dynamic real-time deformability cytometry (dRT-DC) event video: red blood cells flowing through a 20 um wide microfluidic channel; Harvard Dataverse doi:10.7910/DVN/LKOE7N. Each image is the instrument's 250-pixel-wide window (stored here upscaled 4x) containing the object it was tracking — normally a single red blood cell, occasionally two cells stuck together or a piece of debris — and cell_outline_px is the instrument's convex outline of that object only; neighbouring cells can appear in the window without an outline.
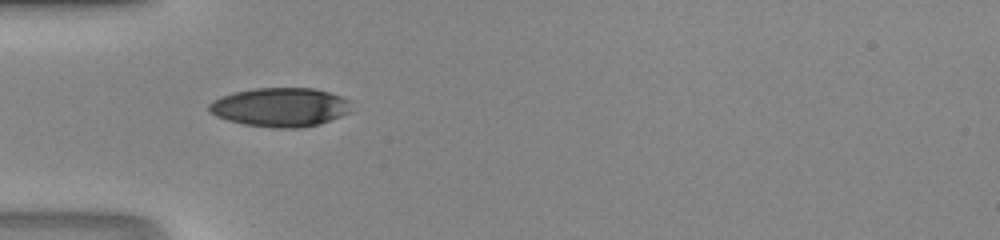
{"species": "human", "species_latin": "Homo sapiens", "temperature_condition": "room temperature", "stored_images_in_passage": 33, "camera_frame_rate_fps": 3000, "um_per_image_px": 0.085, "donor": {"sex": "male"}, "frame": {"image": 1, "passage_image": 1, "time_ms": 0.0, "image_size_px": [1000, 240], "cell_outline_px": [[352, 112], [320, 124], [300, 128], [272, 128], [244, 124], [228, 120], [216, 116], [208, 108], [208, 104], [212, 100], [220, 96], [232, 92], [256, 88], [312, 88], [328, 92], [352, 100]], "centroid_in_image_um": [23.86, 9.11], "position_along_channel_um": 61.1, "area_um2": 32.66}}
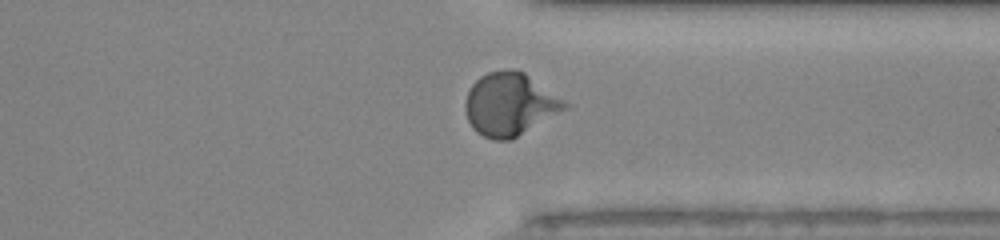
{"frame": {"image": 2, "passage_image": 22, "time_ms": 7.0, "image_size_px": [1000, 240], "cell_outline_px": [[572, 108], [512, 140], [492, 140], [476, 132], [472, 128], [468, 120], [464, 108], [464, 100], [472, 84], [480, 76], [488, 72], [504, 68], [512, 68], [524, 72], [572, 104]], "centroid_in_image_um": [43.39, 8.87], "position_along_channel_um": 368.0, "area_um2": 37.51}}
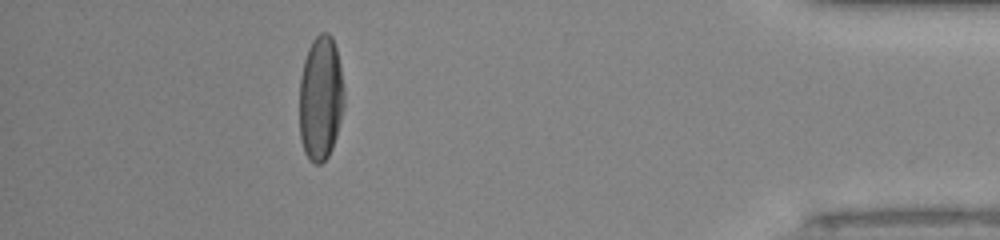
{"frame": {"image": 3, "passage_image": 28, "time_ms": 9.0, "image_size_px": [1000, 240], "cell_outline_px": [[344, 104], [336, 136], [332, 148], [328, 156], [320, 164], [312, 164], [308, 160], [304, 152], [300, 140], [300, 80], [304, 60], [308, 48], [312, 40], [320, 32], [328, 32], [332, 36], [336, 48], [340, 64], [344, 88]], "centroid_in_image_um": [27.25, 8.35], "position_along_channel_um": 407.9, "area_um2": 32.77}}